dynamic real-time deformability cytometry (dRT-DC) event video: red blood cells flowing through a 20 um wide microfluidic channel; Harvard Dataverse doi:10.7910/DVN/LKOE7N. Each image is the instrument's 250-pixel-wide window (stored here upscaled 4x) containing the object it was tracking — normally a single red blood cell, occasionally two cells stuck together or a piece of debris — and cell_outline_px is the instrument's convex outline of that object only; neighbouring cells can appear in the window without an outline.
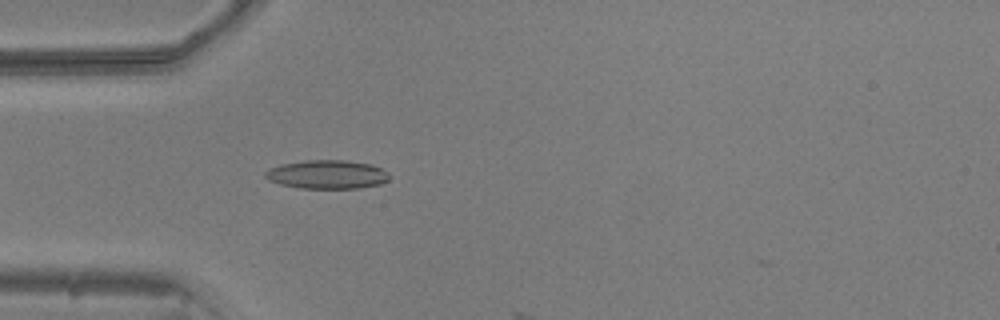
{"species": "common noctule bat (a hibernating species)", "species_latin": "Nyctalus noctula", "temperature_condition": "warm", "stored_images_in_passage": 17, "camera_frame_rate_fps": 3000, "um_per_image_px": 0.085, "animal": {"sex": "male", "body_mass_g": 20.5, "forearm_length_mm": 52.5}, "frame": {"image": 1, "passage_image": 16, "time_ms": 5.0, "image_size_px": [1000, 320], "cell_outline_px": [[388, 180], [380, 184], [360, 188], [300, 188], [280, 184], [268, 180], [264, 176], [264, 172], [268, 168], [280, 164], [304, 160], [344, 160], [372, 164], [388, 172]], "centroid_in_image_um": [27.77, 14.82], "position_along_channel_um": 57.2, "area_um2": 20.87}}